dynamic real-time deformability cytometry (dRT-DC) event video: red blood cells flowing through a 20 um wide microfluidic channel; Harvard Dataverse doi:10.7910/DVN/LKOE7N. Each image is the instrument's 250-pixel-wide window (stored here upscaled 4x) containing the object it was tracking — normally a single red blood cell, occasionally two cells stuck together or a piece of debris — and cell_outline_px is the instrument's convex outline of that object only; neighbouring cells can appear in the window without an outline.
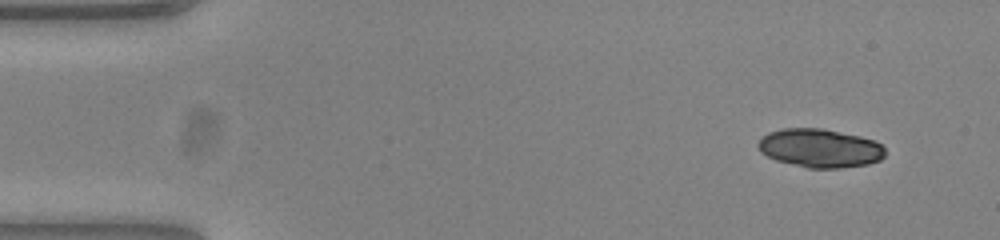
{"species": "common noctule bat (a hibernating species)", "species_latin": "Nyctalus noctula", "temperature_condition": "warm", "stored_images_in_passage": 49, "camera_frame_rate_fps": 3000, "um_per_image_px": 0.085, "animal": {"sex": "female", "body_mass_g": 23.0, "forearm_length_mm": 53.4}, "frame": {"image": 1, "passage_image": 1, "time_ms": 0.0, "image_size_px": [1000, 240], "cell_outline_px": [[884, 156], [880, 160], [868, 164], [840, 168], [808, 168], [776, 160], [760, 152], [756, 144], [768, 132], [784, 128], [820, 128], [860, 136], [872, 140], [880, 144], [884, 148]], "centroid_in_image_um": [69.67, 12.59], "position_along_channel_um": 15.3, "area_um2": 28.44}, "authors_computed_cell_mechanics": {"area_um2": 28.4376, "velocity_mm_per_s": 3.8715, "shape_relaxation_time_tau1_ms": 1.7367, "shape_relaxation_time_tau2_ms": 2.7042, "deformation_change_tau1": 0.3108, "deformation_change_tau2": 0.0705}}